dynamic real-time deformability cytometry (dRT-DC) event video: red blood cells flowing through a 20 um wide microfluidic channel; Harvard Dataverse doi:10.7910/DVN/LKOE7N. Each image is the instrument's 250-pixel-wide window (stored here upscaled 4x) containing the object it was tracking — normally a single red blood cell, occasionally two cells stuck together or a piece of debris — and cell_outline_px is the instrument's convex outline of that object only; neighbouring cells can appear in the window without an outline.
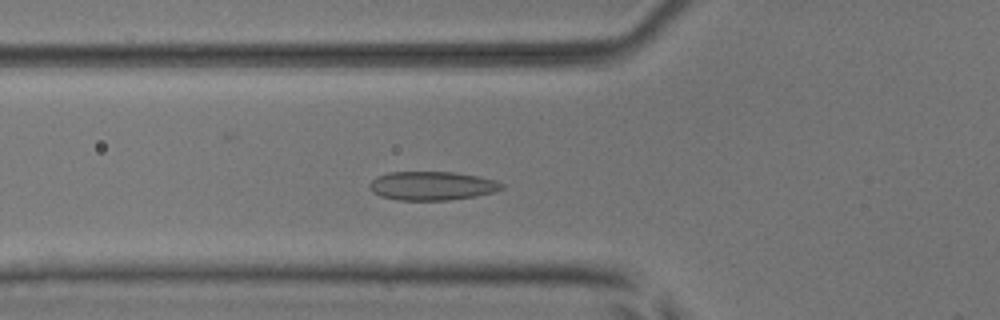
{"species": "common noctule bat (a hibernating species)", "species_latin": "Nyctalus noctula", "temperature_condition": "room temperature", "stored_images_in_passage": 51, "camera_frame_rate_fps": 3000, "um_per_image_px": 0.085, "animal": {"sex": "male", "body_mass_g": 17.9, "forearm_length_mm": 54.2}, "frame": {"image": 1, "passage_image": 16, "time_ms": 5.0, "image_size_px": [1000, 320], "cell_outline_px": [[504, 188], [492, 192], [476, 196], [452, 200], [396, 200], [380, 196], [372, 192], [368, 188], [368, 184], [376, 176], [388, 172], [456, 172], [480, 176], [496, 180], [504, 184]], "centroid_in_image_um": [36.7, 15.79], "position_along_channel_um": 89.1, "area_um2": 22.48}}
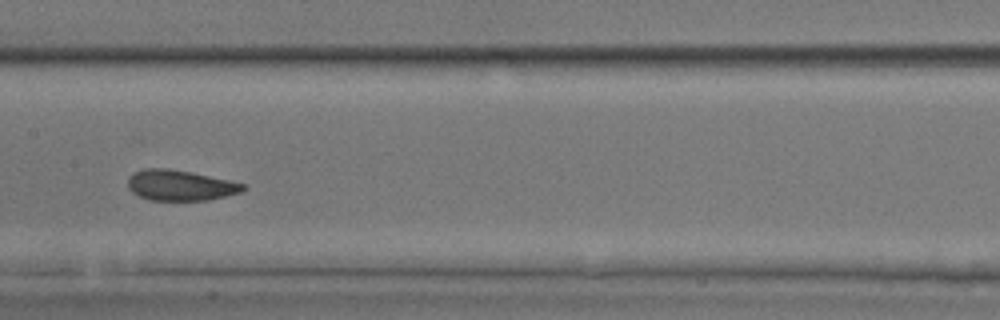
{"frame": {"image": 2, "passage_image": 24, "time_ms": 7.667, "image_size_px": [1000, 320], "cell_outline_px": [[248, 188], [240, 192], [208, 200], [152, 200], [140, 196], [132, 192], [128, 188], [128, 176], [132, 172], [144, 168], [168, 168], [192, 172], [228, 180], [244, 184]], "centroid_in_image_um": [15.28, 15.74], "position_along_channel_um": 192.1, "area_um2": 20.52}}
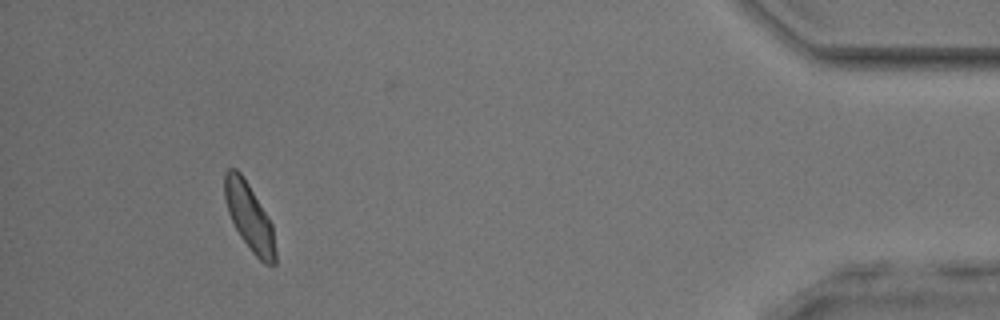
{"frame": {"image": 3, "passage_image": 46, "time_ms": 15.0, "image_size_px": [1000, 320], "cell_outline_px": [[276, 264], [264, 264], [252, 252], [240, 236], [228, 212], [224, 200], [224, 172], [228, 168], [236, 168], [240, 172], [248, 184], [268, 216], [272, 224], [276, 252]], "centroid_in_image_um": [21.18, 18.43], "position_along_channel_um": 414.0, "area_um2": 19.83}, "authors_computed_cell_mechanics": {"area_um2": 20.519, "velocity_mm_per_s": 3.8711, "shape_relaxation_time_tau1_ms": 5.5852, "shape_relaxation_time_tau2_ms": 1.9628, "deformation_change_tau1": 0.1144, "deformation_change_tau2": 0.0801}}